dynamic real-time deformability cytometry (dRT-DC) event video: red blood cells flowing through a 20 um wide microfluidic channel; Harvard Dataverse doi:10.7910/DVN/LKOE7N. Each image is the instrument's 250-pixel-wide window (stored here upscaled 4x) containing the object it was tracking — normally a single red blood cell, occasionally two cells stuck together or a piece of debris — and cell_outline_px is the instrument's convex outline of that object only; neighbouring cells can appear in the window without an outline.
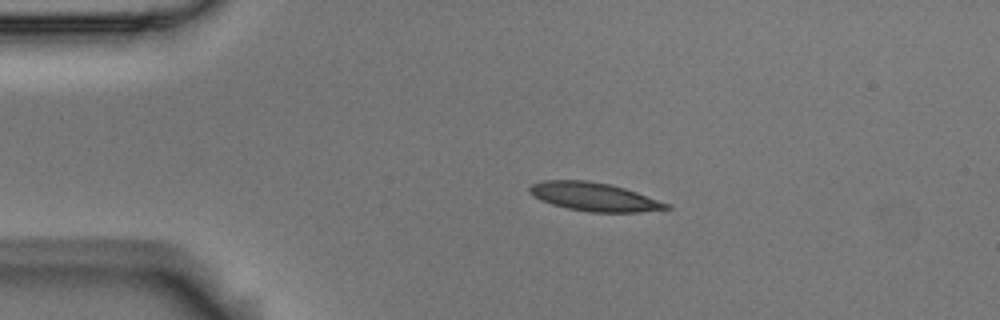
{"species": "Egyptian fruit bat (a non-hibernating species)", "species_latin": "Rousettus aegyptiacus", "temperature_condition": "room temperature", "stored_images_in_passage": 2, "camera_frame_rate_fps": 3000, "um_per_image_px": 0.085, "animal": {"sex": "male"}, "frame": {"image": 1, "passage_image": 1, "time_ms": 0.0, "image_size_px": [1000, 320], "cell_outline_px": [[672, 208], [640, 212], [588, 212], [568, 208], [552, 204], [528, 192], [528, 188], [532, 184], [544, 180], [588, 180], [612, 184], [636, 192], [668, 204]], "centroid_in_image_um": [50.49, 16.72], "position_along_channel_um": 34.5, "area_um2": 22.43}}